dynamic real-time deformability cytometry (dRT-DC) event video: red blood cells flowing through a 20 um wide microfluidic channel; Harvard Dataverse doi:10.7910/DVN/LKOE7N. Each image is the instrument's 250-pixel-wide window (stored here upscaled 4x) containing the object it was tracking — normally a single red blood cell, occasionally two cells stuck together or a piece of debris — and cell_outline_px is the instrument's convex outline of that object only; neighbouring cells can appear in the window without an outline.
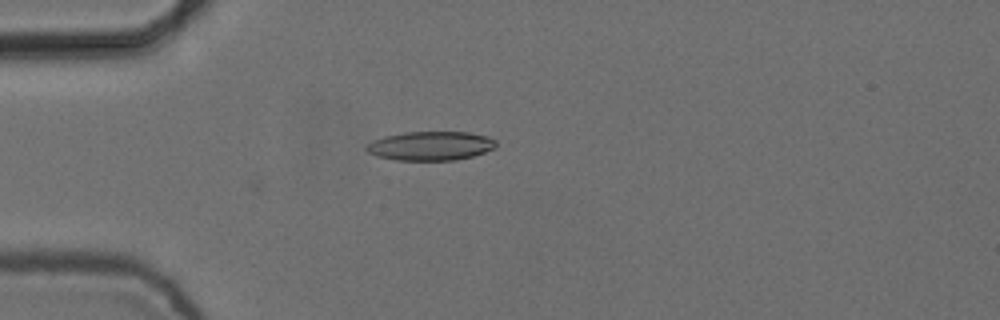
{"species": "common noctule bat (a hibernating species)", "species_latin": "Nyctalus noctula", "temperature_condition": "cold", "stored_images_in_passage": 2, "camera_frame_rate_fps": 3000, "um_per_image_px": 0.085, "animal": {"sex": "female", "body_mass_g": 24.6, "forearm_length_mm": 56.2}, "frame": {"image": 1, "passage_image": 2, "time_ms": 0.333, "image_size_px": [1000, 320], "cell_outline_px": [[496, 148], [472, 156], [456, 160], [396, 160], [376, 156], [368, 152], [364, 148], [364, 144], [372, 140], [384, 136], [404, 132], [468, 132], [488, 136], [496, 140]], "centroid_in_image_um": [36.57, 12.39], "position_along_channel_um": 48.4, "area_um2": 22.14}}